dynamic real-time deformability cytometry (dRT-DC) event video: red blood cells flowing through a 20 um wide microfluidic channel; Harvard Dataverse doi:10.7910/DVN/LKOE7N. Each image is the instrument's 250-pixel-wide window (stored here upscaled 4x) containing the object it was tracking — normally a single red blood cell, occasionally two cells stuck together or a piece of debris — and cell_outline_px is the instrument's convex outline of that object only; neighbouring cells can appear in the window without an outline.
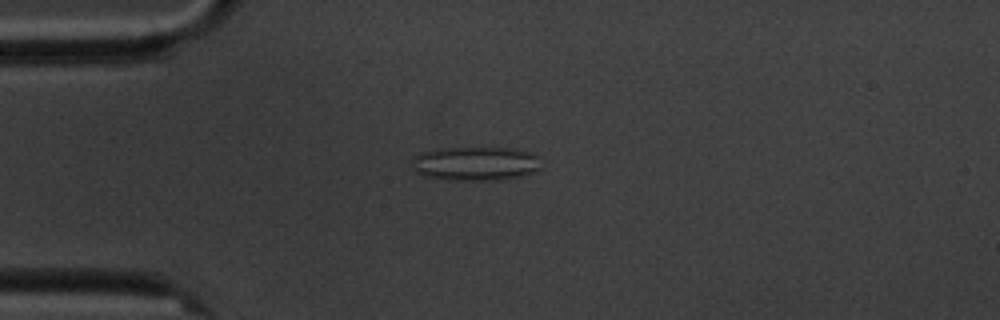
{"species": "common noctule bat (a hibernating species)", "species_latin": "Nyctalus noctula", "temperature_condition": "cold", "stored_images_in_passage": 4, "camera_frame_rate_fps": 3000, "um_per_image_px": 0.085, "animal": {"sex": "male", "body_mass_g": 20.1, "forearm_length_mm": 53.5}, "frame": {"image": 1, "passage_image": 4, "time_ms": 3.667, "image_size_px": [1000, 320], "cell_outline_px": [[540, 168], [532, 172], [520, 176], [492, 180], [448, 180], [424, 176], [416, 172], [412, 168], [416, 156], [420, 152], [440, 148], [516, 148], [528, 152], [536, 156]], "centroid_in_image_um": [40.37, 13.9], "position_along_channel_um": 44.6, "area_um2": 25.32}}